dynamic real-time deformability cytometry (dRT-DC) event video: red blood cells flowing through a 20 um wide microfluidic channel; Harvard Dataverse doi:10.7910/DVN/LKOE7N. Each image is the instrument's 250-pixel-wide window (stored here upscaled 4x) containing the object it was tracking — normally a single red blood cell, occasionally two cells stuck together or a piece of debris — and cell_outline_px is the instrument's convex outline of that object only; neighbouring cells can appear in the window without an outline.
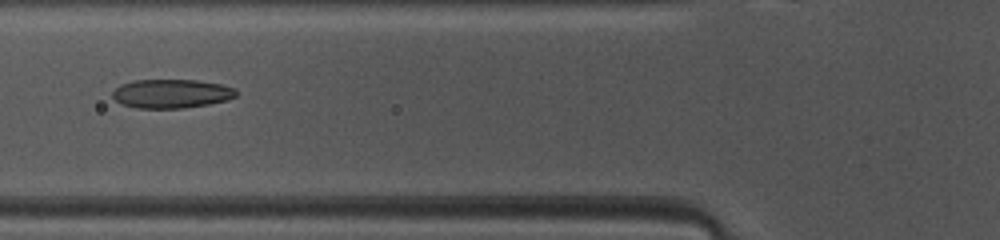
{"species": "common noctule bat (a hibernating species)", "species_latin": "Nyctalus noctula", "temperature_condition": "warm", "stored_images_in_passage": 47, "camera_frame_rate_fps": 3000, "um_per_image_px": 0.085, "animal": {"sex": "female", "body_mass_g": 10.0, "forearm_length_mm": 53.1}, "frame": {"image": 1, "passage_image": 16, "time_ms": 5.0, "image_size_px": [1000, 240], "cell_outline_px": [[236, 96], [228, 100], [208, 104], [184, 108], [136, 108], [120, 104], [112, 96], [112, 92], [120, 84], [136, 80], [196, 80], [220, 84], [236, 88]], "centroid_in_image_um": [14.56, 7.96], "position_along_channel_um": 111.2, "area_um2": 20.87}}
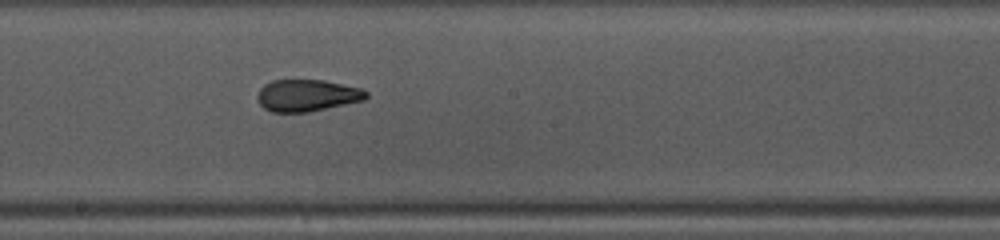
{"frame": {"image": 2, "passage_image": 24, "time_ms": 7.667, "image_size_px": [1000, 240], "cell_outline_px": [[368, 96], [364, 100], [308, 112], [272, 112], [264, 108], [260, 104], [256, 96], [260, 88], [264, 84], [272, 80], [324, 80], [364, 88], [368, 92]], "centroid_in_image_um": [26.11, 8.1], "position_along_channel_um": 222.1, "area_um2": 20.35}}
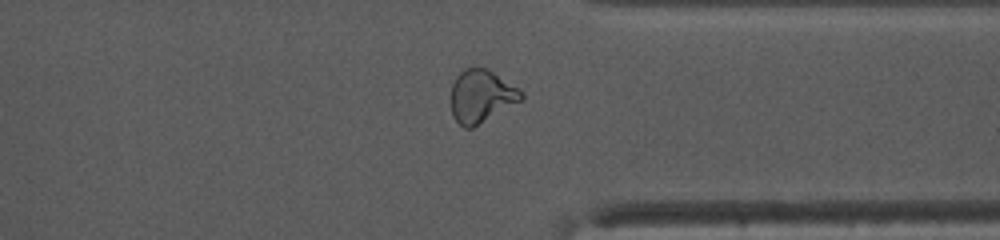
{"frame": {"image": 3, "passage_image": 35, "time_ms": 11.333, "image_size_px": [1000, 240], "cell_outline_px": [[524, 96], [520, 100], [472, 128], [464, 128], [452, 116], [452, 84], [456, 76], [464, 68], [484, 68], [492, 72], [520, 88], [524, 92]], "centroid_in_image_um": [40.9, 8.17], "position_along_channel_um": 370.5, "area_um2": 21.21}, "authors_computed_cell_mechanics": {"area_um2": 21.5016, "velocity_mm_per_s": 4.1348, "shape_relaxation_time_tau1_ms": null, "shape_relaxation_time_tau2_ms": 1.5461, "deformation_change_tau1": null, "deformation_change_tau2": 0.0878}}